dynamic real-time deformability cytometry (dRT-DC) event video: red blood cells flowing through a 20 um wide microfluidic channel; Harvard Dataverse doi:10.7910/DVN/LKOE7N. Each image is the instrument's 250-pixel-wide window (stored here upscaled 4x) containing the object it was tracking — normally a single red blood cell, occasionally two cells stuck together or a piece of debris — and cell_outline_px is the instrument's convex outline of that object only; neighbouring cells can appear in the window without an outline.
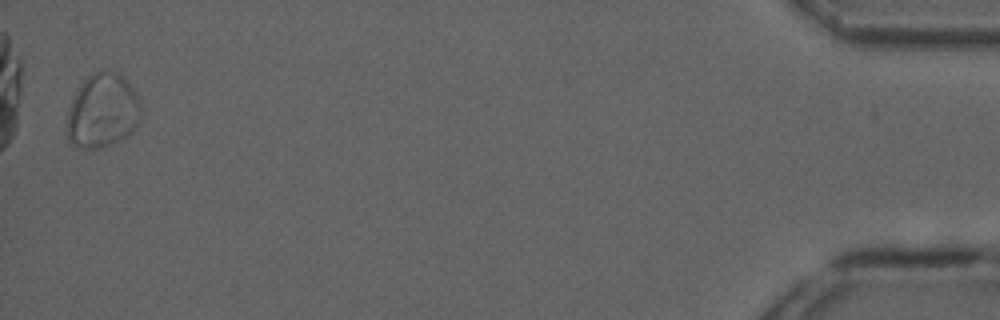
{"species": "common noctule bat (a hibernating species)", "species_latin": "Nyctalus noctula", "temperature_condition": "cold", "stored_images_in_passage": 41, "segment_of_instrument_passage": [2, 2], "camera_frame_rate_fps": 3000, "um_per_image_px": 0.085, "animal": {"sex": "male", "forearm_length_mm": 52.5}, "frame": {"image": 1, "passage_image": 40, "time_ms": 13.0, "image_size_px": [1000, 320], "cell_outline_px": [[140, 120], [132, 132], [128, 136], [112, 144], [96, 148], [84, 148], [72, 144], [68, 140], [68, 108], [76, 92], [84, 80], [88, 76], [96, 72], [116, 72], [124, 76], [136, 92], [140, 100]], "centroid_in_image_um": [8.75, 9.43], "position_along_channel_um": 426.5, "area_um2": 31.79}}